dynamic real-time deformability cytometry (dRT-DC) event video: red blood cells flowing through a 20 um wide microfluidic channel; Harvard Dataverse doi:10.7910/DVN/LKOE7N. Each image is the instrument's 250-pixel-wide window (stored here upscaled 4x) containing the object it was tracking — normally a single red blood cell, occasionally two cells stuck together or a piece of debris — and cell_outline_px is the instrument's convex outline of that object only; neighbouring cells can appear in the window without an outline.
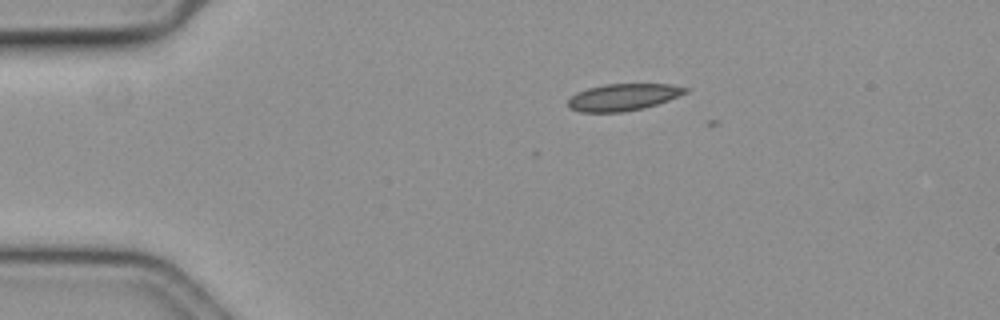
{"species": "common noctule bat (a hibernating species)", "species_latin": "Nyctalus noctula", "temperature_condition": "cold", "stored_images_in_passage": 3, "camera_frame_rate_fps": 3000, "um_per_image_px": 0.085, "animal": {"sex": "female", "body_mass_g": 19.3, "forearm_length_mm": 54.1}, "frame": {"image": 1, "passage_image": 2, "time_ms": 0.333, "image_size_px": [1000, 320], "cell_outline_px": [[688, 92], [668, 100], [644, 108], [620, 112], [580, 112], [568, 108], [568, 100], [576, 92], [588, 88], [604, 84], [672, 84], [688, 88]], "centroid_in_image_um": [52.95, 8.25], "position_along_channel_um": 32.1, "area_um2": 18.38}}